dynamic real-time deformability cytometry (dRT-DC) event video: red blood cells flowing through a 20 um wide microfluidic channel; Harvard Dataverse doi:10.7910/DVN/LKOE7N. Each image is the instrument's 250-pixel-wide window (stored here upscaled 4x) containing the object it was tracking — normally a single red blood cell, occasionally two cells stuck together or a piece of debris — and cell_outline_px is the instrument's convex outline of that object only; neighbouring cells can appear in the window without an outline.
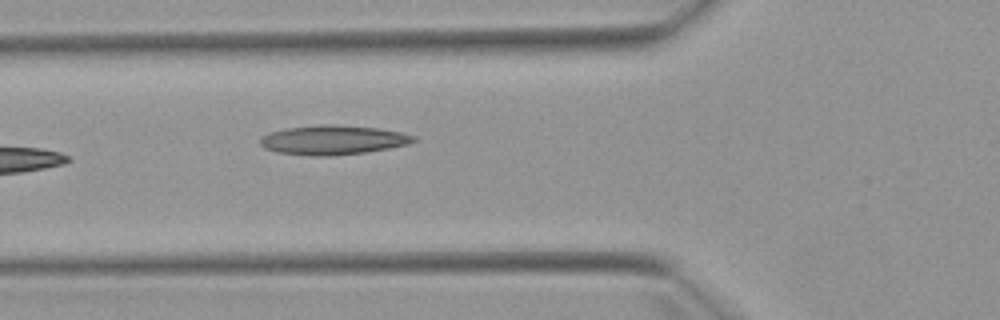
{"species": "Egyptian fruit bat (a non-hibernating species)", "species_latin": "Rousettus aegyptiacus", "temperature_condition": "warm", "stored_images_in_passage": 5, "camera_frame_rate_fps": 3000, "um_per_image_px": 0.085, "animal": {"sex": "female"}, "frame": {"image": 1, "passage_image": 5, "time_ms": 6.0, "image_size_px": [1000, 320], "cell_outline_px": [[416, 140], [408, 144], [388, 148], [364, 152], [328, 156], [312, 156], [276, 152], [264, 148], [260, 144], [260, 136], [284, 128], [320, 124], [332, 124], [380, 128], [400, 132], [416, 136]], "centroid_in_image_um": [28.27, 11.89], "position_along_channel_um": 97.5, "area_um2": 26.3}}